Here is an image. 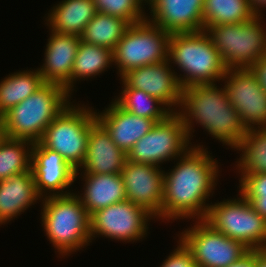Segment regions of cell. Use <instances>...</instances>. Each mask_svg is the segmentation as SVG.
<instances>
[{"label": "cell", "instance_id": "obj_1", "mask_svg": "<svg viewBox=\"0 0 266 267\" xmlns=\"http://www.w3.org/2000/svg\"><path fill=\"white\" fill-rule=\"evenodd\" d=\"M205 147L194 143L174 160L172 169L164 170L161 223L205 218L222 172L218 160Z\"/></svg>", "mask_w": 266, "mask_h": 267}, {"label": "cell", "instance_id": "obj_2", "mask_svg": "<svg viewBox=\"0 0 266 267\" xmlns=\"http://www.w3.org/2000/svg\"><path fill=\"white\" fill-rule=\"evenodd\" d=\"M220 83L222 87L217 83H208L194 84L182 89L177 114L186 127L191 145L194 144L191 141L195 136V124L230 150L239 144L247 132L238 112L231 106L222 82Z\"/></svg>", "mask_w": 266, "mask_h": 267}, {"label": "cell", "instance_id": "obj_3", "mask_svg": "<svg viewBox=\"0 0 266 267\" xmlns=\"http://www.w3.org/2000/svg\"><path fill=\"white\" fill-rule=\"evenodd\" d=\"M41 226L57 258L90 246V215L75 192L41 199Z\"/></svg>", "mask_w": 266, "mask_h": 267}, {"label": "cell", "instance_id": "obj_4", "mask_svg": "<svg viewBox=\"0 0 266 267\" xmlns=\"http://www.w3.org/2000/svg\"><path fill=\"white\" fill-rule=\"evenodd\" d=\"M64 87L44 83L37 91L0 117L4 136L39 142L45 129L72 101Z\"/></svg>", "mask_w": 266, "mask_h": 267}, {"label": "cell", "instance_id": "obj_5", "mask_svg": "<svg viewBox=\"0 0 266 267\" xmlns=\"http://www.w3.org/2000/svg\"><path fill=\"white\" fill-rule=\"evenodd\" d=\"M168 61L182 89L194 84L221 82L227 71L205 31L171 33Z\"/></svg>", "mask_w": 266, "mask_h": 267}, {"label": "cell", "instance_id": "obj_6", "mask_svg": "<svg viewBox=\"0 0 266 267\" xmlns=\"http://www.w3.org/2000/svg\"><path fill=\"white\" fill-rule=\"evenodd\" d=\"M263 16L255 15L247 22L220 24L204 30L227 69L251 68L266 56Z\"/></svg>", "mask_w": 266, "mask_h": 267}, {"label": "cell", "instance_id": "obj_7", "mask_svg": "<svg viewBox=\"0 0 266 267\" xmlns=\"http://www.w3.org/2000/svg\"><path fill=\"white\" fill-rule=\"evenodd\" d=\"M75 101L55 117L39 142L79 170L85 160L91 125L97 119L94 107Z\"/></svg>", "mask_w": 266, "mask_h": 267}, {"label": "cell", "instance_id": "obj_8", "mask_svg": "<svg viewBox=\"0 0 266 267\" xmlns=\"http://www.w3.org/2000/svg\"><path fill=\"white\" fill-rule=\"evenodd\" d=\"M237 192L236 197L211 201L203 220L214 230L241 242L249 250L265 249L266 220Z\"/></svg>", "mask_w": 266, "mask_h": 267}, {"label": "cell", "instance_id": "obj_9", "mask_svg": "<svg viewBox=\"0 0 266 267\" xmlns=\"http://www.w3.org/2000/svg\"><path fill=\"white\" fill-rule=\"evenodd\" d=\"M170 35L147 19L130 24L113 50L118 77L131 69L168 60Z\"/></svg>", "mask_w": 266, "mask_h": 267}, {"label": "cell", "instance_id": "obj_10", "mask_svg": "<svg viewBox=\"0 0 266 267\" xmlns=\"http://www.w3.org/2000/svg\"><path fill=\"white\" fill-rule=\"evenodd\" d=\"M151 220L155 217L143 207L124 200L99 209L90 215V237L137 243L146 239ZM125 242V243H124Z\"/></svg>", "mask_w": 266, "mask_h": 267}, {"label": "cell", "instance_id": "obj_11", "mask_svg": "<svg viewBox=\"0 0 266 267\" xmlns=\"http://www.w3.org/2000/svg\"><path fill=\"white\" fill-rule=\"evenodd\" d=\"M191 143L177 113L157 122L127 153V160L161 167L183 155Z\"/></svg>", "mask_w": 266, "mask_h": 267}, {"label": "cell", "instance_id": "obj_12", "mask_svg": "<svg viewBox=\"0 0 266 267\" xmlns=\"http://www.w3.org/2000/svg\"><path fill=\"white\" fill-rule=\"evenodd\" d=\"M192 222L176 235L191 251L197 267H227L249 250L241 242L214 230L203 219Z\"/></svg>", "mask_w": 266, "mask_h": 267}, {"label": "cell", "instance_id": "obj_13", "mask_svg": "<svg viewBox=\"0 0 266 267\" xmlns=\"http://www.w3.org/2000/svg\"><path fill=\"white\" fill-rule=\"evenodd\" d=\"M221 82L247 130L266 127V92L252 69H227Z\"/></svg>", "mask_w": 266, "mask_h": 267}, {"label": "cell", "instance_id": "obj_14", "mask_svg": "<svg viewBox=\"0 0 266 267\" xmlns=\"http://www.w3.org/2000/svg\"><path fill=\"white\" fill-rule=\"evenodd\" d=\"M31 171L36 191L41 198L74 192L71 189L75 182L76 169L59 153L46 148L40 142L34 143L32 147Z\"/></svg>", "mask_w": 266, "mask_h": 267}, {"label": "cell", "instance_id": "obj_15", "mask_svg": "<svg viewBox=\"0 0 266 267\" xmlns=\"http://www.w3.org/2000/svg\"><path fill=\"white\" fill-rule=\"evenodd\" d=\"M164 166L136 163L127 160L121 177L126 191V200L139 205L161 220L163 200Z\"/></svg>", "mask_w": 266, "mask_h": 267}, {"label": "cell", "instance_id": "obj_16", "mask_svg": "<svg viewBox=\"0 0 266 267\" xmlns=\"http://www.w3.org/2000/svg\"><path fill=\"white\" fill-rule=\"evenodd\" d=\"M119 80L129 88L143 90L157 98L172 113L178 112L182 88L168 60L131 69Z\"/></svg>", "mask_w": 266, "mask_h": 267}, {"label": "cell", "instance_id": "obj_17", "mask_svg": "<svg viewBox=\"0 0 266 267\" xmlns=\"http://www.w3.org/2000/svg\"><path fill=\"white\" fill-rule=\"evenodd\" d=\"M204 0H147L146 19L170 33L203 31Z\"/></svg>", "mask_w": 266, "mask_h": 267}, {"label": "cell", "instance_id": "obj_18", "mask_svg": "<svg viewBox=\"0 0 266 267\" xmlns=\"http://www.w3.org/2000/svg\"><path fill=\"white\" fill-rule=\"evenodd\" d=\"M80 41V36L49 30L43 63L37 68L44 83L60 85L71 95V72Z\"/></svg>", "mask_w": 266, "mask_h": 267}, {"label": "cell", "instance_id": "obj_19", "mask_svg": "<svg viewBox=\"0 0 266 267\" xmlns=\"http://www.w3.org/2000/svg\"><path fill=\"white\" fill-rule=\"evenodd\" d=\"M127 153L118 148L106 128L96 120L90 128L85 160L76 173L121 174Z\"/></svg>", "mask_w": 266, "mask_h": 267}, {"label": "cell", "instance_id": "obj_20", "mask_svg": "<svg viewBox=\"0 0 266 267\" xmlns=\"http://www.w3.org/2000/svg\"><path fill=\"white\" fill-rule=\"evenodd\" d=\"M96 119L106 128L118 148L126 153L156 124L153 119L139 117L121 108L113 99L102 111L95 110Z\"/></svg>", "mask_w": 266, "mask_h": 267}, {"label": "cell", "instance_id": "obj_21", "mask_svg": "<svg viewBox=\"0 0 266 267\" xmlns=\"http://www.w3.org/2000/svg\"><path fill=\"white\" fill-rule=\"evenodd\" d=\"M41 199L31 169L0 181V226L12 223Z\"/></svg>", "mask_w": 266, "mask_h": 267}, {"label": "cell", "instance_id": "obj_22", "mask_svg": "<svg viewBox=\"0 0 266 267\" xmlns=\"http://www.w3.org/2000/svg\"><path fill=\"white\" fill-rule=\"evenodd\" d=\"M81 192L75 191L89 215L112 204L126 200V191L121 174L76 173Z\"/></svg>", "mask_w": 266, "mask_h": 267}, {"label": "cell", "instance_id": "obj_23", "mask_svg": "<svg viewBox=\"0 0 266 267\" xmlns=\"http://www.w3.org/2000/svg\"><path fill=\"white\" fill-rule=\"evenodd\" d=\"M96 14L93 0H60L43 18L46 28L50 31L81 36L85 26Z\"/></svg>", "mask_w": 266, "mask_h": 267}, {"label": "cell", "instance_id": "obj_24", "mask_svg": "<svg viewBox=\"0 0 266 267\" xmlns=\"http://www.w3.org/2000/svg\"><path fill=\"white\" fill-rule=\"evenodd\" d=\"M113 51L93 44L80 41L71 72V96L77 81H89L113 67Z\"/></svg>", "mask_w": 266, "mask_h": 267}, {"label": "cell", "instance_id": "obj_25", "mask_svg": "<svg viewBox=\"0 0 266 267\" xmlns=\"http://www.w3.org/2000/svg\"><path fill=\"white\" fill-rule=\"evenodd\" d=\"M31 69V70H30ZM14 71L0 81V117L21 103L43 84L37 68Z\"/></svg>", "mask_w": 266, "mask_h": 267}, {"label": "cell", "instance_id": "obj_26", "mask_svg": "<svg viewBox=\"0 0 266 267\" xmlns=\"http://www.w3.org/2000/svg\"><path fill=\"white\" fill-rule=\"evenodd\" d=\"M233 150L240 155L234 164L238 180L245 174L266 173V127L248 129Z\"/></svg>", "mask_w": 266, "mask_h": 267}, {"label": "cell", "instance_id": "obj_27", "mask_svg": "<svg viewBox=\"0 0 266 267\" xmlns=\"http://www.w3.org/2000/svg\"><path fill=\"white\" fill-rule=\"evenodd\" d=\"M129 23L120 17L97 12L85 26L80 39L88 44L114 50L129 27Z\"/></svg>", "mask_w": 266, "mask_h": 267}, {"label": "cell", "instance_id": "obj_28", "mask_svg": "<svg viewBox=\"0 0 266 267\" xmlns=\"http://www.w3.org/2000/svg\"><path fill=\"white\" fill-rule=\"evenodd\" d=\"M121 91L113 100L124 110L139 117L153 119L156 123L165 120L172 112L157 98L143 90L127 87L120 82Z\"/></svg>", "mask_w": 266, "mask_h": 267}, {"label": "cell", "instance_id": "obj_29", "mask_svg": "<svg viewBox=\"0 0 266 267\" xmlns=\"http://www.w3.org/2000/svg\"><path fill=\"white\" fill-rule=\"evenodd\" d=\"M254 16L249 0H204L203 31L210 26L247 22Z\"/></svg>", "mask_w": 266, "mask_h": 267}, {"label": "cell", "instance_id": "obj_30", "mask_svg": "<svg viewBox=\"0 0 266 267\" xmlns=\"http://www.w3.org/2000/svg\"><path fill=\"white\" fill-rule=\"evenodd\" d=\"M33 142L2 136L0 139V181L31 169Z\"/></svg>", "mask_w": 266, "mask_h": 267}, {"label": "cell", "instance_id": "obj_31", "mask_svg": "<svg viewBox=\"0 0 266 267\" xmlns=\"http://www.w3.org/2000/svg\"><path fill=\"white\" fill-rule=\"evenodd\" d=\"M97 12L125 19L129 24L146 20V0H93ZM145 8V9H144Z\"/></svg>", "mask_w": 266, "mask_h": 267}, {"label": "cell", "instance_id": "obj_32", "mask_svg": "<svg viewBox=\"0 0 266 267\" xmlns=\"http://www.w3.org/2000/svg\"><path fill=\"white\" fill-rule=\"evenodd\" d=\"M176 248L171 250L159 267H197L191 251L178 238Z\"/></svg>", "mask_w": 266, "mask_h": 267}, {"label": "cell", "instance_id": "obj_33", "mask_svg": "<svg viewBox=\"0 0 266 267\" xmlns=\"http://www.w3.org/2000/svg\"><path fill=\"white\" fill-rule=\"evenodd\" d=\"M238 183L242 195H266V173L245 174Z\"/></svg>", "mask_w": 266, "mask_h": 267}, {"label": "cell", "instance_id": "obj_34", "mask_svg": "<svg viewBox=\"0 0 266 267\" xmlns=\"http://www.w3.org/2000/svg\"><path fill=\"white\" fill-rule=\"evenodd\" d=\"M253 209L266 220V195H243Z\"/></svg>", "mask_w": 266, "mask_h": 267}, {"label": "cell", "instance_id": "obj_35", "mask_svg": "<svg viewBox=\"0 0 266 267\" xmlns=\"http://www.w3.org/2000/svg\"><path fill=\"white\" fill-rule=\"evenodd\" d=\"M251 69L257 75L259 83L266 92V56L262 57L255 63Z\"/></svg>", "mask_w": 266, "mask_h": 267}, {"label": "cell", "instance_id": "obj_36", "mask_svg": "<svg viewBox=\"0 0 266 267\" xmlns=\"http://www.w3.org/2000/svg\"><path fill=\"white\" fill-rule=\"evenodd\" d=\"M227 267H256L255 250H248L238 261Z\"/></svg>", "mask_w": 266, "mask_h": 267}, {"label": "cell", "instance_id": "obj_37", "mask_svg": "<svg viewBox=\"0 0 266 267\" xmlns=\"http://www.w3.org/2000/svg\"><path fill=\"white\" fill-rule=\"evenodd\" d=\"M249 4L255 15H265L263 10H266V0H249Z\"/></svg>", "mask_w": 266, "mask_h": 267}, {"label": "cell", "instance_id": "obj_38", "mask_svg": "<svg viewBox=\"0 0 266 267\" xmlns=\"http://www.w3.org/2000/svg\"><path fill=\"white\" fill-rule=\"evenodd\" d=\"M256 267H266V248L255 249Z\"/></svg>", "mask_w": 266, "mask_h": 267}, {"label": "cell", "instance_id": "obj_39", "mask_svg": "<svg viewBox=\"0 0 266 267\" xmlns=\"http://www.w3.org/2000/svg\"><path fill=\"white\" fill-rule=\"evenodd\" d=\"M3 135H4V134H3L2 129H1V126H0V139H1V137H2Z\"/></svg>", "mask_w": 266, "mask_h": 267}]
</instances>
